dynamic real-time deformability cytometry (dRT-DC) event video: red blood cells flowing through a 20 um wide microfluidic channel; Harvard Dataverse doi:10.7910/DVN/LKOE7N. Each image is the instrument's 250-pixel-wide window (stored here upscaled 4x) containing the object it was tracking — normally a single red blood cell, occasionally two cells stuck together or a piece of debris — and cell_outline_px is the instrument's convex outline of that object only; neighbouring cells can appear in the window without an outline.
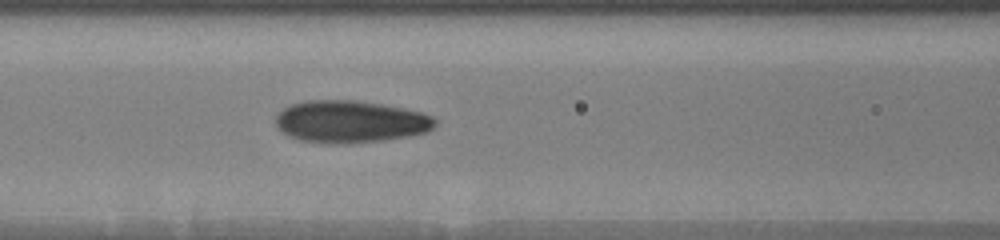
{"species": "human", "species_latin": "Homo sapiens", "temperature_condition": "warm", "stored_images_in_passage": 16, "camera_frame_rate_fps": 3000, "um_per_image_px": 0.085, "donor": {"sex": "male"}, "frame": {"image": 1, "passage_image": 16, "time_ms": 8.333, "image_size_px": [1000, 240], "cell_outline_px": [[436, 124], [428, 132], [408, 136], [384, 140], [300, 140], [288, 136], [276, 124], [276, 116], [284, 108], [292, 104], [304, 100], [356, 100], [404, 108], [420, 112], [432, 116], [436, 120]], "centroid_in_image_um": [29.82, 10.28], "position_along_channel_um": 136.8, "area_um2": 37.8}}